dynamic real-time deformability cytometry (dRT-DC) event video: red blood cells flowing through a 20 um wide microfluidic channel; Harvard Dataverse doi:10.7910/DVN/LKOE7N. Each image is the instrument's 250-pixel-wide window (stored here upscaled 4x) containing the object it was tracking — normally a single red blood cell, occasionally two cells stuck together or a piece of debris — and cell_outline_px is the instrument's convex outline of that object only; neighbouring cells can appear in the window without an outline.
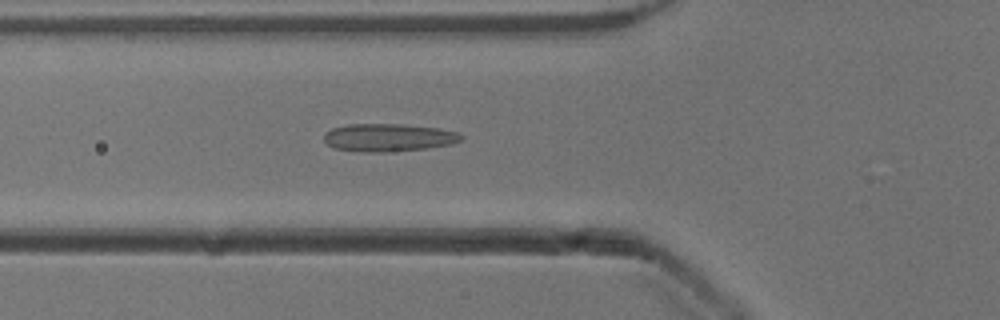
{"species": "common noctule bat (a hibernating species)", "species_latin": "Nyctalus noctula", "temperature_condition": "cold", "stored_images_in_passage": 47, "camera_frame_rate_fps": 3000, "um_per_image_px": 0.085, "animal": {"sex": "male", "body_mass_g": 13.3}, "frame": {"image": 1, "passage_image": 14, "time_ms": 4.333, "image_size_px": [1000, 320], "cell_outline_px": [[464, 136], [460, 140], [452, 144], [428, 148], [384, 152], [364, 152], [332, 148], [324, 140], [324, 132], [332, 128], [348, 124], [404, 124], [440, 128], [456, 132]], "centroid_in_image_um": [33.0, 11.69], "position_along_channel_um": 92.8, "area_um2": 22.37}}
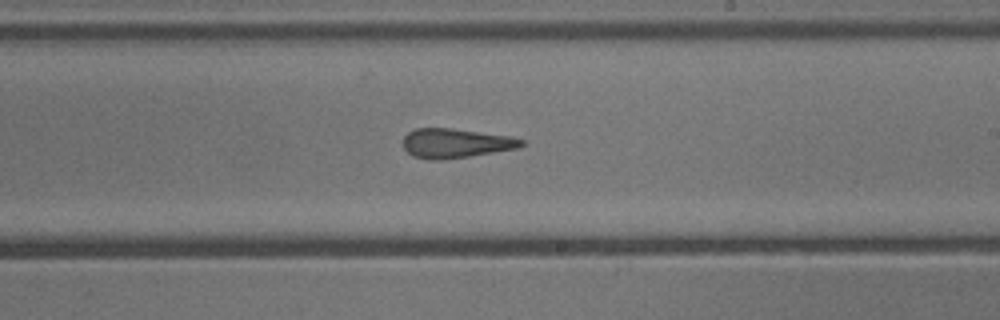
{"frame": {"image": 2, "passage_image": 26, "time_ms": 8.333, "image_size_px": [1000, 320], "cell_outline_px": [[524, 144], [520, 148], [468, 156], [440, 160], [428, 160], [412, 156], [404, 148], [404, 136], [408, 132], [416, 128], [452, 128], [512, 136], [524, 140]], "centroid_in_image_um": [38.74, 12.17], "position_along_channel_um": 250.3, "area_um2": 20.35}}
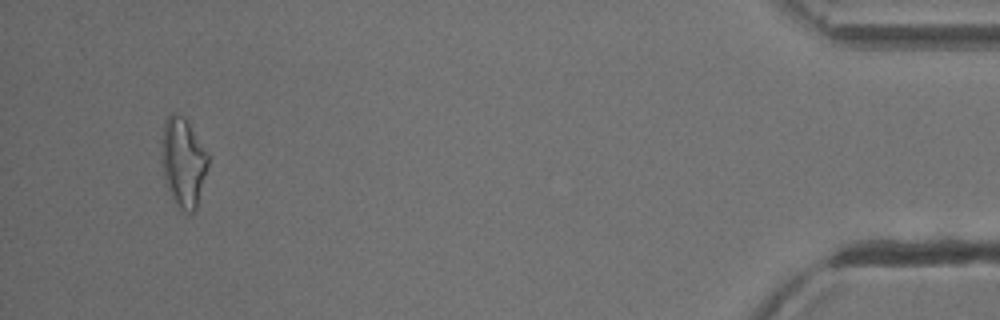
{"frame": {"image": 3, "passage_image": 45, "time_ms": 14.667, "image_size_px": [1000, 320], "cell_outline_px": [[208, 168], [196, 208], [192, 216], [184, 212], [176, 204], [168, 188], [164, 176], [164, 120], [172, 112], [176, 112], [184, 116], [208, 152]], "centroid_in_image_um": [15.63, 13.8], "position_along_channel_um": 419.6, "area_um2": 23.64}, "authors_computed_cell_mechanics": {"area_um2": 21.675, "velocity_mm_per_s": 3.9209, "shape_relaxation_time_tau1_ms": null, "shape_relaxation_time_tau2_ms": 2.2513, "deformation_change_tau1": null, "deformation_change_tau2": 0.1249}}